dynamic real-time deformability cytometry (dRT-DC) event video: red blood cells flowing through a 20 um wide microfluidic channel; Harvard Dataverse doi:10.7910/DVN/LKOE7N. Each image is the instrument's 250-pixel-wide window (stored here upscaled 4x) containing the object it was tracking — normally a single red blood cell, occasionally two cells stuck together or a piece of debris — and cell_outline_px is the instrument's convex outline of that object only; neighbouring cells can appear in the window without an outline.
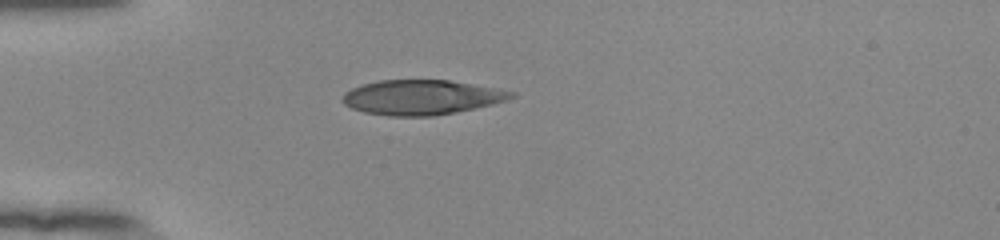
{"species": "human", "species_latin": "Homo sapiens", "temperature_condition": "room temperature", "stored_images_in_passage": 38, "camera_frame_rate_fps": 3000, "um_per_image_px": 0.085, "donor": {"sex": "female"}, "frame": {"image": 1, "passage_image": 1, "time_ms": 0.0, "image_size_px": [1000, 240], "cell_outline_px": [[516, 96], [492, 104], [456, 112], [432, 116], [388, 116], [364, 112], [352, 108], [344, 104], [340, 100], [344, 92], [352, 88], [364, 84], [380, 80], [448, 80], [472, 84], [516, 92]], "centroid_in_image_um": [35.79, 8.27], "position_along_channel_um": 49.2, "area_um2": 34.04}}
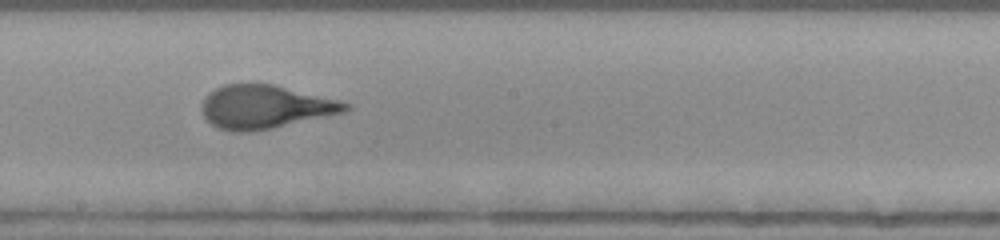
{"frame": {"image": 2, "passage_image": 16, "time_ms": 5.0, "image_size_px": [1000, 240], "cell_outline_px": [[352, 108], [344, 112], [272, 128], [244, 132], [236, 132], [216, 128], [204, 116], [200, 108], [208, 92], [224, 84], [272, 84], [352, 104]], "centroid_in_image_um": [22.49, 9.09], "position_along_channel_um": 225.7, "area_um2": 35.89}}
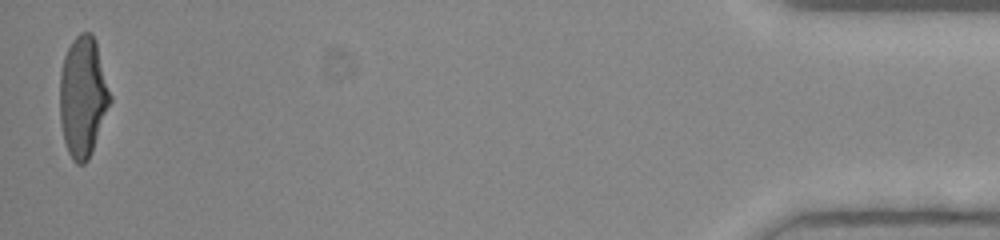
{"frame": {"image": 3, "passage_image": 38, "time_ms": 12.333, "image_size_px": [1000, 240], "cell_outline_px": [[112, 100], [92, 152], [88, 160], [84, 164], [76, 164], [72, 160], [68, 152], [64, 140], [60, 120], [60, 72], [64, 56], [72, 40], [80, 32], [92, 32], [96, 40], [112, 96]], "centroid_in_image_um": [7.06, 8.21], "position_along_channel_um": 428.1, "area_um2": 35.66}, "authors_computed_cell_mechanics": {"area_um2": 35.9805, "velocity_mm_per_s": 3.9218, "shape_relaxation_time_tau1_ms": 5.177, "shape_relaxation_time_tau2_ms": null, "deformation_change_tau1": 0.2389, "deformation_change_tau2": null}}